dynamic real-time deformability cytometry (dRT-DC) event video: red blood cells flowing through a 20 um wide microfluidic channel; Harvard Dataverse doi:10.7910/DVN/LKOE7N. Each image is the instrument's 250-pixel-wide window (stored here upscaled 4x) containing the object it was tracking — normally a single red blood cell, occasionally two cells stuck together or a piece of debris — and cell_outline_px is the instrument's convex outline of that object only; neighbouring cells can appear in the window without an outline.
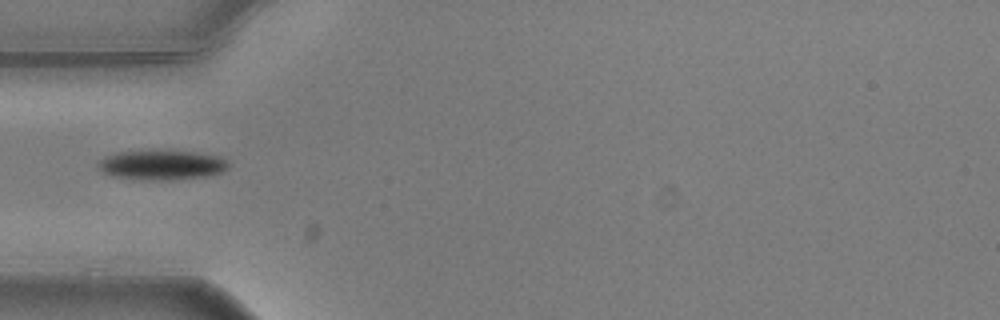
{"species": "common noctule bat (a hibernating species)", "species_latin": "Nyctalus noctula", "temperature_condition": "warm", "stored_images_in_passage": 3, "camera_frame_rate_fps": 3000, "um_per_image_px": 0.085, "animal": {"sex": "male", "body_mass_g": 20.5, "forearm_length_mm": 52.5}, "frame": {"image": 1, "passage_image": 1, "time_ms": 0.0, "image_size_px": [1000, 320], "cell_outline_px": [[228, 168], [220, 172], [208, 176], [172, 180], [148, 180], [116, 176], [104, 172], [96, 168], [96, 164], [100, 160], [116, 152], [172, 148], [220, 156], [228, 160]], "centroid_in_image_um": [13.78, 13.98], "position_along_channel_um": 71.2, "area_um2": 23.24}}